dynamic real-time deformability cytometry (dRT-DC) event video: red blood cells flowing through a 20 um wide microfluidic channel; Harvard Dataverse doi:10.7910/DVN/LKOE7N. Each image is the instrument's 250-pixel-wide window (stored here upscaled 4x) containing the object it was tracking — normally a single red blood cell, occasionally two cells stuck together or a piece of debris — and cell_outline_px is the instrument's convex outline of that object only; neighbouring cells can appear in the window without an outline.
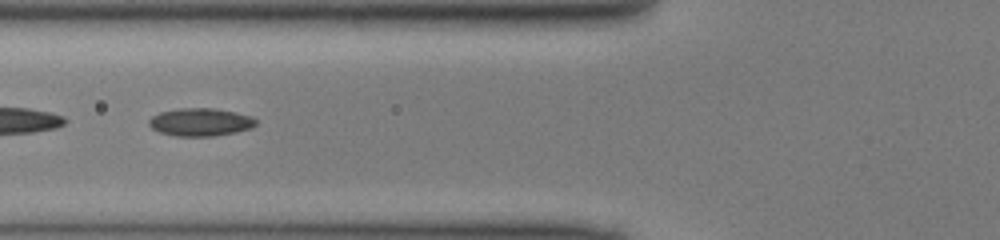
{"species": "common noctule bat (a hibernating species)", "species_latin": "Nyctalus noctula", "temperature_condition": "cold", "stored_images_in_passage": 49, "segment_of_instrument_passage": [2, 2], "camera_frame_rate_fps": 3000, "um_per_image_px": 0.085, "animal": {"sex": "male", "body_mass_g": 13.0, "forearm_length_mm": 53.1}, "frame": {"image": 1, "passage_image": 19, "time_ms": 6.0, "image_size_px": [1000, 240], "cell_outline_px": [[256, 124], [252, 128], [236, 132], [212, 136], [176, 136], [160, 132], [152, 128], [148, 124], [148, 120], [152, 116], [160, 112], [180, 108], [212, 108], [236, 112], [252, 116], [256, 120]], "centroid_in_image_um": [17.04, 10.37], "position_along_channel_um": 108.8, "area_um2": 17.4}}
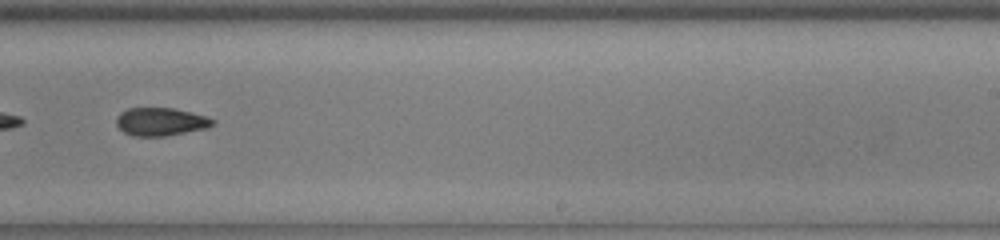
{"frame": {"image": 2, "passage_image": 31, "time_ms": 10.0, "image_size_px": [1000, 240], "cell_outline_px": [[216, 124], [208, 128], [164, 136], [132, 136], [124, 132], [116, 124], [116, 116], [120, 112], [128, 108], [172, 108], [192, 112], [216, 120]], "centroid_in_image_um": [13.66, 10.34], "position_along_channel_um": 275.3, "area_um2": 15.84}}
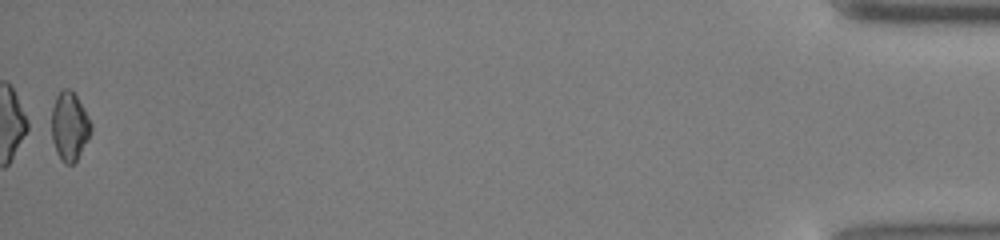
{"frame": {"image": 3, "passage_image": 49, "time_ms": 16.0, "image_size_px": [1000, 240], "cell_outline_px": [[92, 128], [88, 140], [76, 160], [72, 164], [64, 164], [60, 160], [56, 152], [52, 140], [52, 108], [56, 96], [64, 88], [68, 88], [76, 96], [84, 108], [92, 124]], "centroid_in_image_um": [5.91, 10.76], "position_along_channel_um": 429.3, "area_um2": 15.72}}